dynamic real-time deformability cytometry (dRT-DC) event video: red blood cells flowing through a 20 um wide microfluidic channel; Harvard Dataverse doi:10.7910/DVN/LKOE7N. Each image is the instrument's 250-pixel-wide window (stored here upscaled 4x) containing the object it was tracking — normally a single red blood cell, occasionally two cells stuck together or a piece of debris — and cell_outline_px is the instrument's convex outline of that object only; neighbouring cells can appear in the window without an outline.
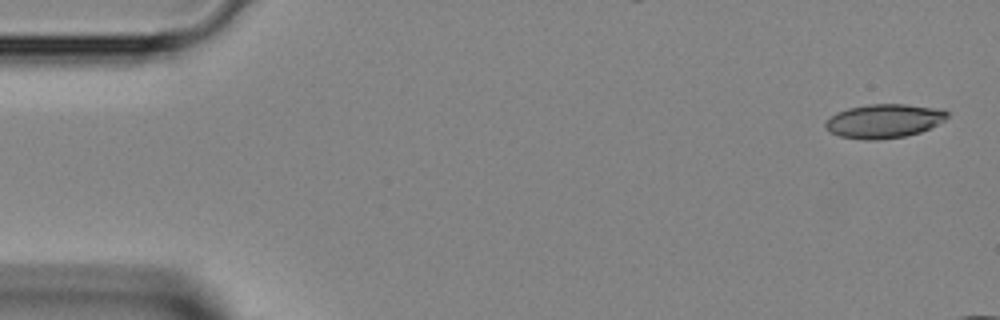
{"species": "Egyptian fruit bat (a non-hibernating species)", "species_latin": "Rousettus aegyptiacus", "temperature_condition": "room temperature", "stored_images_in_passage": 9, "camera_frame_rate_fps": 3000, "um_per_image_px": 0.085, "animal": {"sex": "female"}, "frame": {"image": 1, "passage_image": 1, "time_ms": 0.0, "image_size_px": [1000, 320], "cell_outline_px": [[948, 116], [944, 120], [920, 132], [904, 136], [880, 140], [864, 140], [840, 136], [828, 132], [824, 124], [836, 112], [848, 108], [868, 104], [904, 104], [932, 108], [948, 112]], "centroid_in_image_um": [75.07, 10.29], "position_along_channel_um": 9.9, "area_um2": 23.81}}